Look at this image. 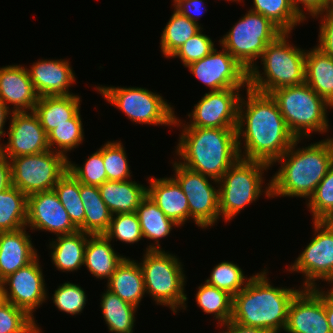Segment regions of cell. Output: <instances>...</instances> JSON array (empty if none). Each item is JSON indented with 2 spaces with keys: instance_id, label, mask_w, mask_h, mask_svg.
<instances>
[{
  "instance_id": "obj_1",
  "label": "cell",
  "mask_w": 333,
  "mask_h": 333,
  "mask_svg": "<svg viewBox=\"0 0 333 333\" xmlns=\"http://www.w3.org/2000/svg\"><path fill=\"white\" fill-rule=\"evenodd\" d=\"M245 91L246 100L241 96L238 106L236 130L239 156L241 159L261 161L271 166L286 153L296 138L290 133L270 94L260 93L249 87Z\"/></svg>"
},
{
  "instance_id": "obj_2",
  "label": "cell",
  "mask_w": 333,
  "mask_h": 333,
  "mask_svg": "<svg viewBox=\"0 0 333 333\" xmlns=\"http://www.w3.org/2000/svg\"><path fill=\"white\" fill-rule=\"evenodd\" d=\"M296 139L286 153L278 158L281 164L272 175L271 197H300L309 199L333 165V138L329 136L307 147H297Z\"/></svg>"
},
{
  "instance_id": "obj_3",
  "label": "cell",
  "mask_w": 333,
  "mask_h": 333,
  "mask_svg": "<svg viewBox=\"0 0 333 333\" xmlns=\"http://www.w3.org/2000/svg\"><path fill=\"white\" fill-rule=\"evenodd\" d=\"M266 270L252 275L245 288L233 296L231 320L279 333L285 330L290 303L302 288L274 287Z\"/></svg>"
},
{
  "instance_id": "obj_4",
  "label": "cell",
  "mask_w": 333,
  "mask_h": 333,
  "mask_svg": "<svg viewBox=\"0 0 333 333\" xmlns=\"http://www.w3.org/2000/svg\"><path fill=\"white\" fill-rule=\"evenodd\" d=\"M180 128L175 152L184 167L219 181L240 158L236 129Z\"/></svg>"
},
{
  "instance_id": "obj_5",
  "label": "cell",
  "mask_w": 333,
  "mask_h": 333,
  "mask_svg": "<svg viewBox=\"0 0 333 333\" xmlns=\"http://www.w3.org/2000/svg\"><path fill=\"white\" fill-rule=\"evenodd\" d=\"M289 34L283 32L267 45L260 57L263 72L257 64L248 71L250 89L270 94L282 87L305 83L306 50L290 44Z\"/></svg>"
},
{
  "instance_id": "obj_6",
  "label": "cell",
  "mask_w": 333,
  "mask_h": 333,
  "mask_svg": "<svg viewBox=\"0 0 333 333\" xmlns=\"http://www.w3.org/2000/svg\"><path fill=\"white\" fill-rule=\"evenodd\" d=\"M284 117L290 133L296 138L324 134L330 130L327 109L333 107L306 83L276 89L270 93Z\"/></svg>"
},
{
  "instance_id": "obj_7",
  "label": "cell",
  "mask_w": 333,
  "mask_h": 333,
  "mask_svg": "<svg viewBox=\"0 0 333 333\" xmlns=\"http://www.w3.org/2000/svg\"><path fill=\"white\" fill-rule=\"evenodd\" d=\"M272 166L261 161L239 158L218 181L220 217L231 221L239 212L263 194L271 197V181L263 188L264 170ZM264 192V193H263Z\"/></svg>"
},
{
  "instance_id": "obj_8",
  "label": "cell",
  "mask_w": 333,
  "mask_h": 333,
  "mask_svg": "<svg viewBox=\"0 0 333 333\" xmlns=\"http://www.w3.org/2000/svg\"><path fill=\"white\" fill-rule=\"evenodd\" d=\"M142 261V262H141ZM139 266L142 270L146 294L158 305L169 306L173 313L186 309V277L180 259L161 250H146Z\"/></svg>"
},
{
  "instance_id": "obj_9",
  "label": "cell",
  "mask_w": 333,
  "mask_h": 333,
  "mask_svg": "<svg viewBox=\"0 0 333 333\" xmlns=\"http://www.w3.org/2000/svg\"><path fill=\"white\" fill-rule=\"evenodd\" d=\"M283 31L269 18L249 10L220 40L221 48L232 55L247 71L256 63L267 45Z\"/></svg>"
},
{
  "instance_id": "obj_10",
  "label": "cell",
  "mask_w": 333,
  "mask_h": 333,
  "mask_svg": "<svg viewBox=\"0 0 333 333\" xmlns=\"http://www.w3.org/2000/svg\"><path fill=\"white\" fill-rule=\"evenodd\" d=\"M103 98L133 123L174 126V107L161 94L139 87L96 86ZM172 125V126H171Z\"/></svg>"
},
{
  "instance_id": "obj_11",
  "label": "cell",
  "mask_w": 333,
  "mask_h": 333,
  "mask_svg": "<svg viewBox=\"0 0 333 333\" xmlns=\"http://www.w3.org/2000/svg\"><path fill=\"white\" fill-rule=\"evenodd\" d=\"M69 159L52 150L10 159L11 185L27 197L53 190L68 171Z\"/></svg>"
},
{
  "instance_id": "obj_12",
  "label": "cell",
  "mask_w": 333,
  "mask_h": 333,
  "mask_svg": "<svg viewBox=\"0 0 333 333\" xmlns=\"http://www.w3.org/2000/svg\"><path fill=\"white\" fill-rule=\"evenodd\" d=\"M314 238L287 271L304 276L301 288H320L316 281L333 280V221H312Z\"/></svg>"
},
{
  "instance_id": "obj_13",
  "label": "cell",
  "mask_w": 333,
  "mask_h": 333,
  "mask_svg": "<svg viewBox=\"0 0 333 333\" xmlns=\"http://www.w3.org/2000/svg\"><path fill=\"white\" fill-rule=\"evenodd\" d=\"M171 163L174 170L172 177L188 199L190 219L192 218L201 229L212 227L221 217L219 189H216L209 180L215 185H218V181L184 167L178 163V160Z\"/></svg>"
},
{
  "instance_id": "obj_14",
  "label": "cell",
  "mask_w": 333,
  "mask_h": 333,
  "mask_svg": "<svg viewBox=\"0 0 333 333\" xmlns=\"http://www.w3.org/2000/svg\"><path fill=\"white\" fill-rule=\"evenodd\" d=\"M241 88H228L209 91L195 104L187 116L190 122L175 117L174 125L182 127L236 129L238 125V106ZM184 123V124H183Z\"/></svg>"
},
{
  "instance_id": "obj_15",
  "label": "cell",
  "mask_w": 333,
  "mask_h": 333,
  "mask_svg": "<svg viewBox=\"0 0 333 333\" xmlns=\"http://www.w3.org/2000/svg\"><path fill=\"white\" fill-rule=\"evenodd\" d=\"M186 68L210 91L248 86V71L226 49L215 48L204 58L195 61Z\"/></svg>"
},
{
  "instance_id": "obj_16",
  "label": "cell",
  "mask_w": 333,
  "mask_h": 333,
  "mask_svg": "<svg viewBox=\"0 0 333 333\" xmlns=\"http://www.w3.org/2000/svg\"><path fill=\"white\" fill-rule=\"evenodd\" d=\"M39 259L37 256L3 280L2 298L25 310L32 318L35 309L49 298Z\"/></svg>"
},
{
  "instance_id": "obj_17",
  "label": "cell",
  "mask_w": 333,
  "mask_h": 333,
  "mask_svg": "<svg viewBox=\"0 0 333 333\" xmlns=\"http://www.w3.org/2000/svg\"><path fill=\"white\" fill-rule=\"evenodd\" d=\"M287 333H331L322 288H303L293 298L285 327Z\"/></svg>"
},
{
  "instance_id": "obj_18",
  "label": "cell",
  "mask_w": 333,
  "mask_h": 333,
  "mask_svg": "<svg viewBox=\"0 0 333 333\" xmlns=\"http://www.w3.org/2000/svg\"><path fill=\"white\" fill-rule=\"evenodd\" d=\"M10 119L8 141L0 145V152L7 159L50 150L47 134L33 111L12 112Z\"/></svg>"
},
{
  "instance_id": "obj_19",
  "label": "cell",
  "mask_w": 333,
  "mask_h": 333,
  "mask_svg": "<svg viewBox=\"0 0 333 333\" xmlns=\"http://www.w3.org/2000/svg\"><path fill=\"white\" fill-rule=\"evenodd\" d=\"M26 227L58 235L78 231L54 190L28 196Z\"/></svg>"
},
{
  "instance_id": "obj_20",
  "label": "cell",
  "mask_w": 333,
  "mask_h": 333,
  "mask_svg": "<svg viewBox=\"0 0 333 333\" xmlns=\"http://www.w3.org/2000/svg\"><path fill=\"white\" fill-rule=\"evenodd\" d=\"M29 68V77L39 97L74 94L69 91V87L75 83L76 78L67 59H39Z\"/></svg>"
},
{
  "instance_id": "obj_21",
  "label": "cell",
  "mask_w": 333,
  "mask_h": 333,
  "mask_svg": "<svg viewBox=\"0 0 333 333\" xmlns=\"http://www.w3.org/2000/svg\"><path fill=\"white\" fill-rule=\"evenodd\" d=\"M0 100L12 112L34 111L39 100L34 85L24 65H8L0 67Z\"/></svg>"
},
{
  "instance_id": "obj_22",
  "label": "cell",
  "mask_w": 333,
  "mask_h": 333,
  "mask_svg": "<svg viewBox=\"0 0 333 333\" xmlns=\"http://www.w3.org/2000/svg\"><path fill=\"white\" fill-rule=\"evenodd\" d=\"M147 196L180 227L190 220L188 199L173 177H149Z\"/></svg>"
},
{
  "instance_id": "obj_23",
  "label": "cell",
  "mask_w": 333,
  "mask_h": 333,
  "mask_svg": "<svg viewBox=\"0 0 333 333\" xmlns=\"http://www.w3.org/2000/svg\"><path fill=\"white\" fill-rule=\"evenodd\" d=\"M31 240L26 227L0 232V276L3 280L38 256Z\"/></svg>"
},
{
  "instance_id": "obj_24",
  "label": "cell",
  "mask_w": 333,
  "mask_h": 333,
  "mask_svg": "<svg viewBox=\"0 0 333 333\" xmlns=\"http://www.w3.org/2000/svg\"><path fill=\"white\" fill-rule=\"evenodd\" d=\"M98 188L101 198L112 214L136 212L141 201L147 196V186L131 179L107 180Z\"/></svg>"
},
{
  "instance_id": "obj_25",
  "label": "cell",
  "mask_w": 333,
  "mask_h": 333,
  "mask_svg": "<svg viewBox=\"0 0 333 333\" xmlns=\"http://www.w3.org/2000/svg\"><path fill=\"white\" fill-rule=\"evenodd\" d=\"M107 281L106 289L122 300L139 307L146 290L138 261L125 257Z\"/></svg>"
},
{
  "instance_id": "obj_26",
  "label": "cell",
  "mask_w": 333,
  "mask_h": 333,
  "mask_svg": "<svg viewBox=\"0 0 333 333\" xmlns=\"http://www.w3.org/2000/svg\"><path fill=\"white\" fill-rule=\"evenodd\" d=\"M111 241L104 235H89L85 248L84 265L98 279L108 280L126 256L112 248ZM124 256V257H123Z\"/></svg>"
},
{
  "instance_id": "obj_27",
  "label": "cell",
  "mask_w": 333,
  "mask_h": 333,
  "mask_svg": "<svg viewBox=\"0 0 333 333\" xmlns=\"http://www.w3.org/2000/svg\"><path fill=\"white\" fill-rule=\"evenodd\" d=\"M305 83L333 107V58L316 46L306 50Z\"/></svg>"
},
{
  "instance_id": "obj_28",
  "label": "cell",
  "mask_w": 333,
  "mask_h": 333,
  "mask_svg": "<svg viewBox=\"0 0 333 333\" xmlns=\"http://www.w3.org/2000/svg\"><path fill=\"white\" fill-rule=\"evenodd\" d=\"M90 234L77 231L69 235H58L50 241L51 259L59 271H78L84 265L85 248Z\"/></svg>"
},
{
  "instance_id": "obj_29",
  "label": "cell",
  "mask_w": 333,
  "mask_h": 333,
  "mask_svg": "<svg viewBox=\"0 0 333 333\" xmlns=\"http://www.w3.org/2000/svg\"><path fill=\"white\" fill-rule=\"evenodd\" d=\"M80 98L76 94L39 97L33 112L38 116L46 134L59 125L68 123V120L80 110Z\"/></svg>"
},
{
  "instance_id": "obj_30",
  "label": "cell",
  "mask_w": 333,
  "mask_h": 333,
  "mask_svg": "<svg viewBox=\"0 0 333 333\" xmlns=\"http://www.w3.org/2000/svg\"><path fill=\"white\" fill-rule=\"evenodd\" d=\"M136 214L139 219L141 231L144 238L155 240L146 250H161L159 241L170 235L173 227H179L173 220L169 219L164 212L146 196L138 206Z\"/></svg>"
},
{
  "instance_id": "obj_31",
  "label": "cell",
  "mask_w": 333,
  "mask_h": 333,
  "mask_svg": "<svg viewBox=\"0 0 333 333\" xmlns=\"http://www.w3.org/2000/svg\"><path fill=\"white\" fill-rule=\"evenodd\" d=\"M80 197L84 205V233L104 234L110 224L112 213L101 198L98 186L80 183Z\"/></svg>"
},
{
  "instance_id": "obj_32",
  "label": "cell",
  "mask_w": 333,
  "mask_h": 333,
  "mask_svg": "<svg viewBox=\"0 0 333 333\" xmlns=\"http://www.w3.org/2000/svg\"><path fill=\"white\" fill-rule=\"evenodd\" d=\"M101 311L108 331L115 333H133L137 307L122 300L108 289L101 294Z\"/></svg>"
},
{
  "instance_id": "obj_33",
  "label": "cell",
  "mask_w": 333,
  "mask_h": 333,
  "mask_svg": "<svg viewBox=\"0 0 333 333\" xmlns=\"http://www.w3.org/2000/svg\"><path fill=\"white\" fill-rule=\"evenodd\" d=\"M27 199L28 197L13 185L0 192V232L26 227Z\"/></svg>"
},
{
  "instance_id": "obj_34",
  "label": "cell",
  "mask_w": 333,
  "mask_h": 333,
  "mask_svg": "<svg viewBox=\"0 0 333 333\" xmlns=\"http://www.w3.org/2000/svg\"><path fill=\"white\" fill-rule=\"evenodd\" d=\"M173 11L160 38V49L167 59L180 49L188 39L203 29L201 24L194 23L175 8Z\"/></svg>"
},
{
  "instance_id": "obj_35",
  "label": "cell",
  "mask_w": 333,
  "mask_h": 333,
  "mask_svg": "<svg viewBox=\"0 0 333 333\" xmlns=\"http://www.w3.org/2000/svg\"><path fill=\"white\" fill-rule=\"evenodd\" d=\"M195 299L198 307L204 313L212 314L219 325L231 320L233 296L228 292L204 282L198 286Z\"/></svg>"
},
{
  "instance_id": "obj_36",
  "label": "cell",
  "mask_w": 333,
  "mask_h": 333,
  "mask_svg": "<svg viewBox=\"0 0 333 333\" xmlns=\"http://www.w3.org/2000/svg\"><path fill=\"white\" fill-rule=\"evenodd\" d=\"M72 223L84 232V205L80 197V182L67 171L53 188Z\"/></svg>"
},
{
  "instance_id": "obj_37",
  "label": "cell",
  "mask_w": 333,
  "mask_h": 333,
  "mask_svg": "<svg viewBox=\"0 0 333 333\" xmlns=\"http://www.w3.org/2000/svg\"><path fill=\"white\" fill-rule=\"evenodd\" d=\"M250 10L269 18L283 32H292L305 20L293 7L291 0H253Z\"/></svg>"
},
{
  "instance_id": "obj_38",
  "label": "cell",
  "mask_w": 333,
  "mask_h": 333,
  "mask_svg": "<svg viewBox=\"0 0 333 333\" xmlns=\"http://www.w3.org/2000/svg\"><path fill=\"white\" fill-rule=\"evenodd\" d=\"M80 110L70 119L68 123L59 125L47 134L50 150L67 157L68 151L77 148L84 140V128ZM56 145V146H55ZM59 150H58V149Z\"/></svg>"
},
{
  "instance_id": "obj_39",
  "label": "cell",
  "mask_w": 333,
  "mask_h": 333,
  "mask_svg": "<svg viewBox=\"0 0 333 333\" xmlns=\"http://www.w3.org/2000/svg\"><path fill=\"white\" fill-rule=\"evenodd\" d=\"M243 273L244 271L239 265L229 261H222L214 266L210 277L205 282L234 296L245 288L252 277L247 278Z\"/></svg>"
},
{
  "instance_id": "obj_40",
  "label": "cell",
  "mask_w": 333,
  "mask_h": 333,
  "mask_svg": "<svg viewBox=\"0 0 333 333\" xmlns=\"http://www.w3.org/2000/svg\"><path fill=\"white\" fill-rule=\"evenodd\" d=\"M36 322L25 310L4 299L0 301V333H41Z\"/></svg>"
},
{
  "instance_id": "obj_41",
  "label": "cell",
  "mask_w": 333,
  "mask_h": 333,
  "mask_svg": "<svg viewBox=\"0 0 333 333\" xmlns=\"http://www.w3.org/2000/svg\"><path fill=\"white\" fill-rule=\"evenodd\" d=\"M306 204L312 221H333V165Z\"/></svg>"
},
{
  "instance_id": "obj_42",
  "label": "cell",
  "mask_w": 333,
  "mask_h": 333,
  "mask_svg": "<svg viewBox=\"0 0 333 333\" xmlns=\"http://www.w3.org/2000/svg\"><path fill=\"white\" fill-rule=\"evenodd\" d=\"M125 146L121 141H107L102 145V159L105 165L107 180L126 181L132 179Z\"/></svg>"
},
{
  "instance_id": "obj_43",
  "label": "cell",
  "mask_w": 333,
  "mask_h": 333,
  "mask_svg": "<svg viewBox=\"0 0 333 333\" xmlns=\"http://www.w3.org/2000/svg\"><path fill=\"white\" fill-rule=\"evenodd\" d=\"M104 235L110 241L116 239V241L130 245L144 238L136 212L112 214L109 227Z\"/></svg>"
},
{
  "instance_id": "obj_44",
  "label": "cell",
  "mask_w": 333,
  "mask_h": 333,
  "mask_svg": "<svg viewBox=\"0 0 333 333\" xmlns=\"http://www.w3.org/2000/svg\"><path fill=\"white\" fill-rule=\"evenodd\" d=\"M82 166L68 161V171L86 185L100 186L107 181L105 165L102 159V146L92 153Z\"/></svg>"
},
{
  "instance_id": "obj_45",
  "label": "cell",
  "mask_w": 333,
  "mask_h": 333,
  "mask_svg": "<svg viewBox=\"0 0 333 333\" xmlns=\"http://www.w3.org/2000/svg\"><path fill=\"white\" fill-rule=\"evenodd\" d=\"M87 295L80 285L65 282L58 286L52 295L54 306L70 315L81 314L86 306Z\"/></svg>"
},
{
  "instance_id": "obj_46",
  "label": "cell",
  "mask_w": 333,
  "mask_h": 333,
  "mask_svg": "<svg viewBox=\"0 0 333 333\" xmlns=\"http://www.w3.org/2000/svg\"><path fill=\"white\" fill-rule=\"evenodd\" d=\"M203 31L201 29L188 39L170 58H179L186 67L210 54L215 45L208 35L202 33Z\"/></svg>"
},
{
  "instance_id": "obj_47",
  "label": "cell",
  "mask_w": 333,
  "mask_h": 333,
  "mask_svg": "<svg viewBox=\"0 0 333 333\" xmlns=\"http://www.w3.org/2000/svg\"><path fill=\"white\" fill-rule=\"evenodd\" d=\"M320 18L318 43L316 47L333 58V8L316 14L313 18Z\"/></svg>"
},
{
  "instance_id": "obj_48",
  "label": "cell",
  "mask_w": 333,
  "mask_h": 333,
  "mask_svg": "<svg viewBox=\"0 0 333 333\" xmlns=\"http://www.w3.org/2000/svg\"><path fill=\"white\" fill-rule=\"evenodd\" d=\"M291 3L298 12V14L305 21L307 20L306 18L309 16H312L313 18L316 14L323 12L327 9L333 8V0H291ZM304 10L307 11L308 13L307 12L305 13Z\"/></svg>"
},
{
  "instance_id": "obj_49",
  "label": "cell",
  "mask_w": 333,
  "mask_h": 333,
  "mask_svg": "<svg viewBox=\"0 0 333 333\" xmlns=\"http://www.w3.org/2000/svg\"><path fill=\"white\" fill-rule=\"evenodd\" d=\"M205 0H177L173 3L174 8L180 12L183 16L193 21L196 24H200L198 21L199 17L203 15L206 6L203 7Z\"/></svg>"
},
{
  "instance_id": "obj_50",
  "label": "cell",
  "mask_w": 333,
  "mask_h": 333,
  "mask_svg": "<svg viewBox=\"0 0 333 333\" xmlns=\"http://www.w3.org/2000/svg\"><path fill=\"white\" fill-rule=\"evenodd\" d=\"M11 186V164L0 152V192Z\"/></svg>"
},
{
  "instance_id": "obj_51",
  "label": "cell",
  "mask_w": 333,
  "mask_h": 333,
  "mask_svg": "<svg viewBox=\"0 0 333 333\" xmlns=\"http://www.w3.org/2000/svg\"><path fill=\"white\" fill-rule=\"evenodd\" d=\"M218 326H223V328H226L224 329L225 331L223 330L219 333H269L264 329L240 325L232 320H229L227 323Z\"/></svg>"
},
{
  "instance_id": "obj_52",
  "label": "cell",
  "mask_w": 333,
  "mask_h": 333,
  "mask_svg": "<svg viewBox=\"0 0 333 333\" xmlns=\"http://www.w3.org/2000/svg\"><path fill=\"white\" fill-rule=\"evenodd\" d=\"M12 114V110L9 109L1 100H0V140H2V136H6V132L4 130L6 120L10 118ZM9 117V118H8ZM2 143L0 142V145Z\"/></svg>"
},
{
  "instance_id": "obj_53",
  "label": "cell",
  "mask_w": 333,
  "mask_h": 333,
  "mask_svg": "<svg viewBox=\"0 0 333 333\" xmlns=\"http://www.w3.org/2000/svg\"><path fill=\"white\" fill-rule=\"evenodd\" d=\"M325 313L327 316L331 333H333V301L326 294H325Z\"/></svg>"
},
{
  "instance_id": "obj_54",
  "label": "cell",
  "mask_w": 333,
  "mask_h": 333,
  "mask_svg": "<svg viewBox=\"0 0 333 333\" xmlns=\"http://www.w3.org/2000/svg\"><path fill=\"white\" fill-rule=\"evenodd\" d=\"M327 284H330V285L332 284L331 285L332 288H330L329 290L327 289V291H325L324 289H322V290L333 301V280L328 281Z\"/></svg>"
},
{
  "instance_id": "obj_55",
  "label": "cell",
  "mask_w": 333,
  "mask_h": 333,
  "mask_svg": "<svg viewBox=\"0 0 333 333\" xmlns=\"http://www.w3.org/2000/svg\"><path fill=\"white\" fill-rule=\"evenodd\" d=\"M0 289H3V279L0 276Z\"/></svg>"
},
{
  "instance_id": "obj_56",
  "label": "cell",
  "mask_w": 333,
  "mask_h": 333,
  "mask_svg": "<svg viewBox=\"0 0 333 333\" xmlns=\"http://www.w3.org/2000/svg\"><path fill=\"white\" fill-rule=\"evenodd\" d=\"M226 1H232V2H241L242 0H226Z\"/></svg>"
},
{
  "instance_id": "obj_57",
  "label": "cell",
  "mask_w": 333,
  "mask_h": 333,
  "mask_svg": "<svg viewBox=\"0 0 333 333\" xmlns=\"http://www.w3.org/2000/svg\"><path fill=\"white\" fill-rule=\"evenodd\" d=\"M2 291H3V289H0V301L3 299L2 298Z\"/></svg>"
}]
</instances>
